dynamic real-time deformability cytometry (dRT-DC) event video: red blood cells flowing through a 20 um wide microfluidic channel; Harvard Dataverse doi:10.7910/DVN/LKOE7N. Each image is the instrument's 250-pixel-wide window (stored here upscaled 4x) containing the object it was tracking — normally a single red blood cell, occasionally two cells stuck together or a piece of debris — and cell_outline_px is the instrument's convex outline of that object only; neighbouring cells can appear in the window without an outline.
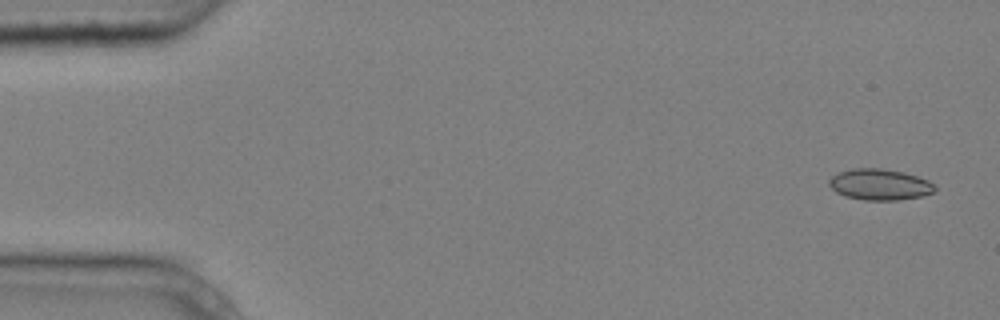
{"species": "common noctule bat (a hibernating species)", "species_latin": "Nyctalus noctula", "temperature_condition": "cold", "stored_images_in_passage": 6, "camera_frame_rate_fps": 3000, "um_per_image_px": 0.085, "animal": {"sex": "male", "body_mass_g": 20.4}, "frame": {"image": 1, "passage_image": 1, "time_ms": 0.0, "image_size_px": [1000, 320], "cell_outline_px": [[936, 192], [924, 196], [896, 200], [864, 200], [844, 196], [836, 192], [828, 184], [828, 180], [832, 176], [840, 172], [852, 168], [880, 168], [904, 172], [928, 180], [936, 188]], "centroid_in_image_um": [74.78, 15.69], "position_along_channel_um": 10.2, "area_um2": 19.25}}
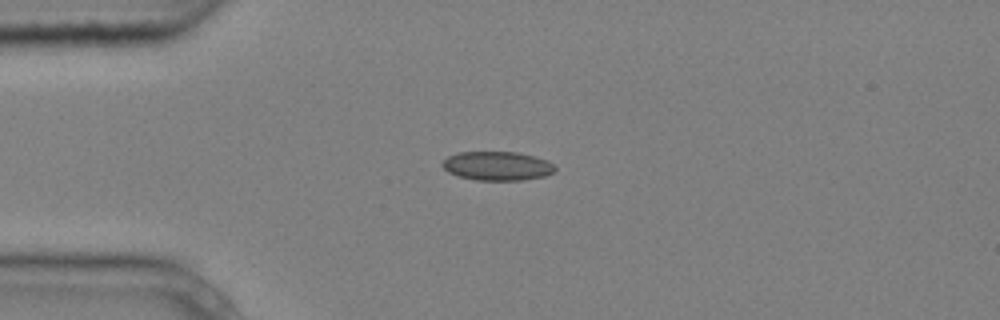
{"frame": {"image": 2, "passage_image": 4, "time_ms": 1.0, "image_size_px": [1000, 320], "cell_outline_px": [[556, 168], [552, 172], [544, 176], [524, 180], [476, 180], [460, 176], [448, 172], [440, 164], [448, 156], [456, 152], [516, 152], [536, 156], [548, 160]], "centroid_in_image_um": [42.26, 14.1], "position_along_channel_um": 42.7, "area_um2": 19.02}}
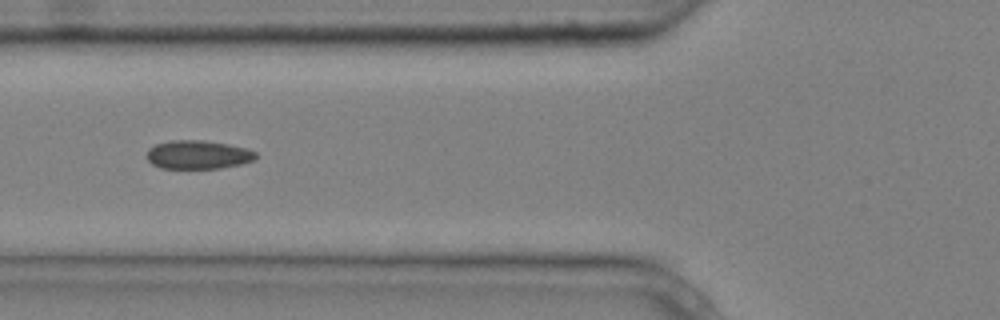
{"frame": {"image": 3, "passage_image": 6, "time_ms": 1.667, "image_size_px": [1000, 320], "cell_outline_px": [[256, 156], [252, 160], [240, 164], [220, 168], [160, 168], [152, 164], [148, 160], [148, 148], [156, 144], [172, 140], [204, 140], [228, 144], [248, 148], [256, 152]], "centroid_in_image_um": [16.83, 13.14], "position_along_channel_um": 109.0, "area_um2": 18.09}}